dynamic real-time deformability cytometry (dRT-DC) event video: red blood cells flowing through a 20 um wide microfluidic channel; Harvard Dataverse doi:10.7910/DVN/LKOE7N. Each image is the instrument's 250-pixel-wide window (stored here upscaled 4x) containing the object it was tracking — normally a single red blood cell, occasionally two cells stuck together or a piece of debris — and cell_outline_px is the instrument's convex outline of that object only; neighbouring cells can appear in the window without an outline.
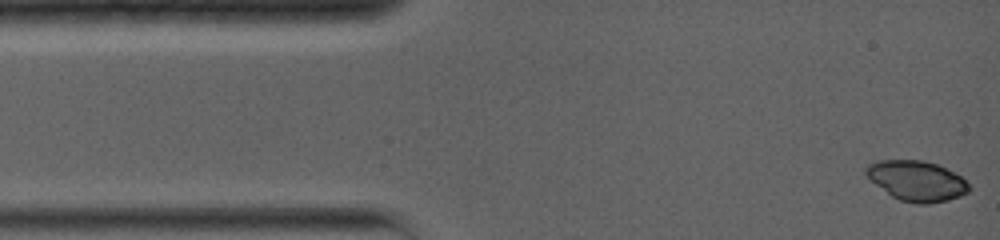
{"species": "common noctule bat (a hibernating species)", "species_latin": "Nyctalus noctula", "temperature_condition": "warm", "stored_images_in_passage": 29, "camera_frame_rate_fps": 5000, "um_per_image_px": 0.085, "animal": {"sex": "female", "body_mass_g": 19.0, "forearm_length_mm": 56.7}, "frame": {"image": 1, "passage_image": 1, "time_ms": 0.0, "image_size_px": [1000, 240], "cell_outline_px": [[972, 188], [968, 192], [960, 196], [948, 200], [928, 204], [916, 204], [900, 200], [892, 196], [876, 184], [864, 172], [864, 168], [868, 164], [880, 160], [920, 160], [936, 164], [960, 176]], "centroid_in_image_um": [77.92, 15.38], "position_along_channel_um": 7.1, "area_um2": 23.87}}
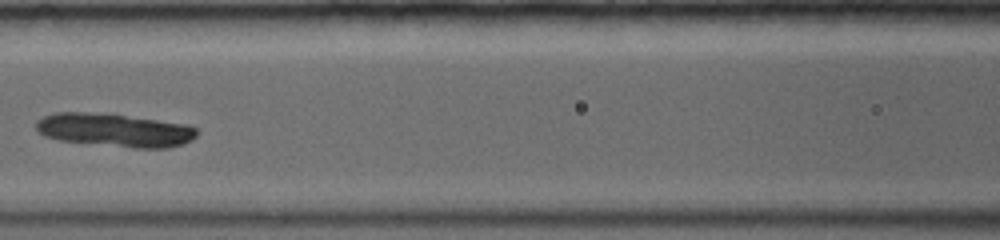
{"frame": {"image": 2, "passage_image": 13, "time_ms": 5.8, "image_size_px": [1000, 240], "cell_outline_px": [[196, 136], [192, 140], [184, 144], [168, 148], [136, 148], [56, 140], [44, 136], [36, 132], [36, 120], [44, 116], [56, 112], [88, 112], [124, 116], [188, 124], [196, 128]], "centroid_in_image_um": [9.71, 11.07], "position_along_channel_um": 156.9, "area_um2": 31.21}}
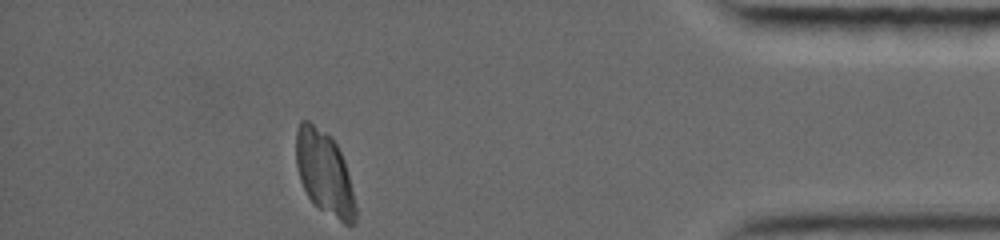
{"frame": {"image": 3, "passage_image": 29, "time_ms": 13.4, "image_size_px": [1000, 240], "cell_outline_px": [[356, 224], [344, 224], [312, 204], [300, 180], [296, 164], [296, 132], [300, 120], [308, 120], [324, 132], [336, 144], [344, 160], [356, 204]], "centroid_in_image_um": [27.57, 14.73], "position_along_channel_um": 407.6, "area_um2": 28.84}}